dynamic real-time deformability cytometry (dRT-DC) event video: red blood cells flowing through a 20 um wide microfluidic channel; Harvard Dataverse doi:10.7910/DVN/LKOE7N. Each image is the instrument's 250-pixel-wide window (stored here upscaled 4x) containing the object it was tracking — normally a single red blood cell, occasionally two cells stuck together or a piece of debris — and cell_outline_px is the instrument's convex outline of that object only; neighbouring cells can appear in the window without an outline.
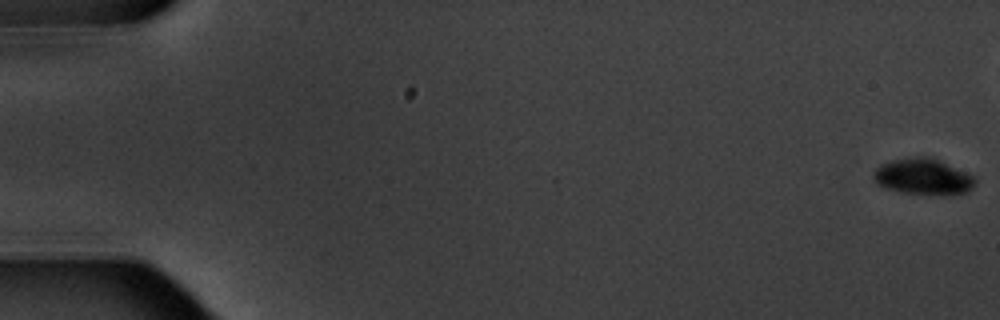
{"species": "common noctule bat (a hibernating species)", "species_latin": "Nyctalus noctula", "temperature_condition": "warm", "stored_images_in_passage": 6, "segment_of_instrument_passage": [2, 2], "camera_frame_rate_fps": 3000, "um_per_image_px": 0.085, "animal": {"sex": "male", "body_mass_g": 20.1, "forearm_length_mm": 53.5}, "frame": {"image": 1, "passage_image": 6, "time_ms": 6.667, "image_size_px": [1000, 320], "cell_outline_px": [[976, 184], [968, 192], [948, 196], [904, 192], [884, 188], [876, 184], [872, 176], [876, 168], [880, 164], [892, 160], [916, 156], [932, 156], [976, 176]], "centroid_in_image_um": [78.51, 15.01], "position_along_channel_um": 6.5, "area_um2": 21.96}}